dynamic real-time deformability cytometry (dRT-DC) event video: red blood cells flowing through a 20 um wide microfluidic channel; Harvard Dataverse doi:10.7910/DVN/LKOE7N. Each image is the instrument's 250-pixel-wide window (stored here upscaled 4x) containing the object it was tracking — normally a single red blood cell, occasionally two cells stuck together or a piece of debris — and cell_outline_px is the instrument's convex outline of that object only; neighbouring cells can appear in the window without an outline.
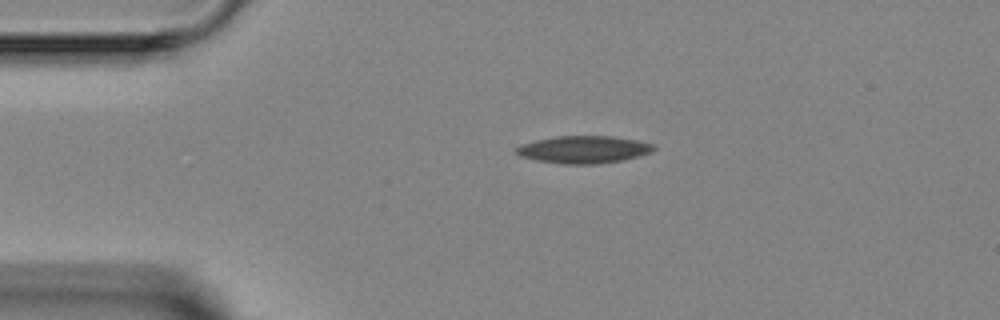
{"species": "Egyptian fruit bat (a non-hibernating species)", "species_latin": "Rousettus aegyptiacus", "temperature_condition": "room temperature", "stored_images_in_passage": 2, "camera_frame_rate_fps": 3000, "um_per_image_px": 0.085, "animal": {"sex": "female"}, "frame": {"image": 1, "passage_image": 1, "time_ms": 0.0, "image_size_px": [1000, 320], "cell_outline_px": [[656, 148], [652, 152], [624, 160], [596, 164], [560, 164], [536, 160], [520, 156], [516, 152], [516, 148], [524, 144], [536, 140], [556, 136], [612, 136], [636, 140], [656, 144]], "centroid_in_image_um": [49.66, 12.71], "position_along_channel_um": 35.3, "area_um2": 21.96}}